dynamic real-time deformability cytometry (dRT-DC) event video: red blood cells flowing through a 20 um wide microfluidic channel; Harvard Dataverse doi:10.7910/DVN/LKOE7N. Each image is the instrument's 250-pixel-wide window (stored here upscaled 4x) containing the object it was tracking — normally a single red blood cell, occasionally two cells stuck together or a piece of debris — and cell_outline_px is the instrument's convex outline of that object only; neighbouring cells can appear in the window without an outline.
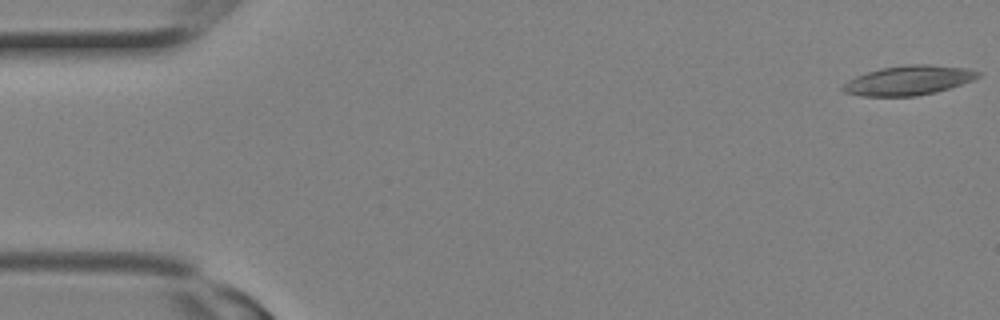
{"species": "Egyptian fruit bat (a non-hibernating species)", "species_latin": "Rousettus aegyptiacus", "temperature_condition": "room temperature", "stored_images_in_passage": 9, "camera_frame_rate_fps": 3000, "um_per_image_px": 0.085, "animal": {"sex": "female"}, "frame": {"image": 1, "passage_image": 1, "time_ms": 0.0, "image_size_px": [1000, 320], "cell_outline_px": [[984, 72], [980, 76], [972, 80], [936, 92], [916, 96], [864, 96], [844, 92], [840, 88], [848, 80], [856, 76], [880, 68], [904, 64], [928, 64], [968, 68]], "centroid_in_image_um": [77.25, 6.82], "position_along_channel_um": 7.8, "area_um2": 23.29}}
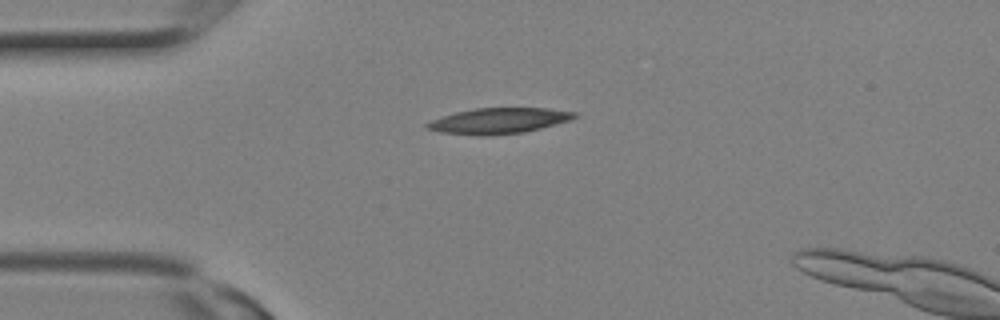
{"frame": {"image": 2, "passage_image": 7, "time_ms": 2.0, "image_size_px": [1000, 320], "cell_outline_px": [[576, 116], [572, 120], [524, 132], [492, 136], [476, 136], [440, 132], [424, 128], [424, 124], [432, 120], [456, 112], [476, 108], [548, 108], [576, 112]], "centroid_in_image_um": [42.38, 10.28], "position_along_channel_um": 42.6, "area_um2": 22.2}}